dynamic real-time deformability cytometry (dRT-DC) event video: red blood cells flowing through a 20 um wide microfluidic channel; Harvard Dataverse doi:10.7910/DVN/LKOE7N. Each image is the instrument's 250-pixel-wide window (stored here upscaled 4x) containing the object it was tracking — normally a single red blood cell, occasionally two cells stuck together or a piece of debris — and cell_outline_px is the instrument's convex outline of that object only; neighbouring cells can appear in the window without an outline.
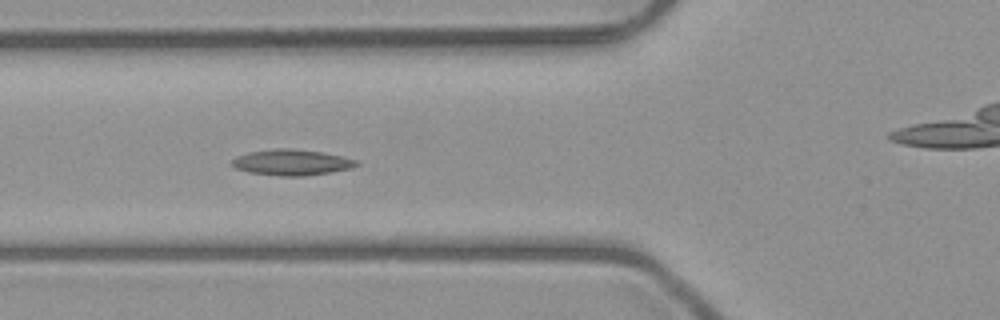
{"species": "common noctule bat (a hibernating species)", "species_latin": "Nyctalus noctula", "temperature_condition": "room temperature", "stored_images_in_passage": 11, "camera_frame_rate_fps": 3000, "um_per_image_px": 0.085, "animal": {"sex": "male", "body_mass_g": 23.1, "forearm_length_mm": 52.7}, "frame": {"image": 1, "passage_image": 5, "time_ms": 4.667, "image_size_px": [1000, 320], "cell_outline_px": [[360, 164], [352, 168], [304, 176], [280, 176], [248, 172], [236, 168], [228, 164], [236, 156], [248, 152], [276, 148], [288, 148], [324, 152], [356, 160]], "centroid_in_image_um": [24.74, 13.8], "position_along_channel_um": 101.1, "area_um2": 18.79}}